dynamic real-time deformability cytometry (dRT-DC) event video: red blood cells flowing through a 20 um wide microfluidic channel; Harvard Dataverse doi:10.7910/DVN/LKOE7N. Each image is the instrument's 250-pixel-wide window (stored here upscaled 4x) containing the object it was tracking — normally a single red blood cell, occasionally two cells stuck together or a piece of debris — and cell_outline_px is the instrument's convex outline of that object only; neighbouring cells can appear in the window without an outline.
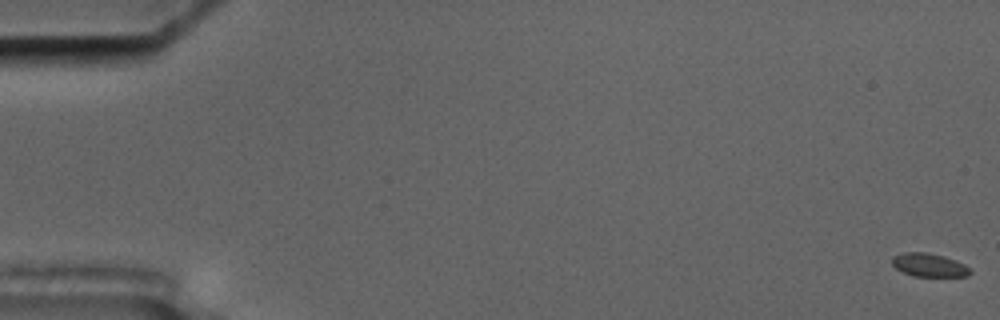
{"species": "common noctule bat (a hibernating species)", "species_latin": "Nyctalus noctula", "temperature_condition": "cold", "stored_images_in_passage": 6, "segment_of_instrument_passage": [1, 2], "camera_frame_rate_fps": 3000, "um_per_image_px": 0.085, "animal": {"sex": "male", "body_mass_g": 17.5, "forearm_length_mm": 52.3}, "frame": {"image": 1, "passage_image": 1, "time_ms": 0.0, "image_size_px": [1000, 320], "cell_outline_px": [[972, 272], [968, 276], [912, 276], [896, 268], [892, 264], [892, 256], [904, 252], [924, 252], [944, 256], [956, 260], [964, 264]], "centroid_in_image_um": [78.96, 22.52], "position_along_channel_um": 6.0, "area_um2": 10.58}}
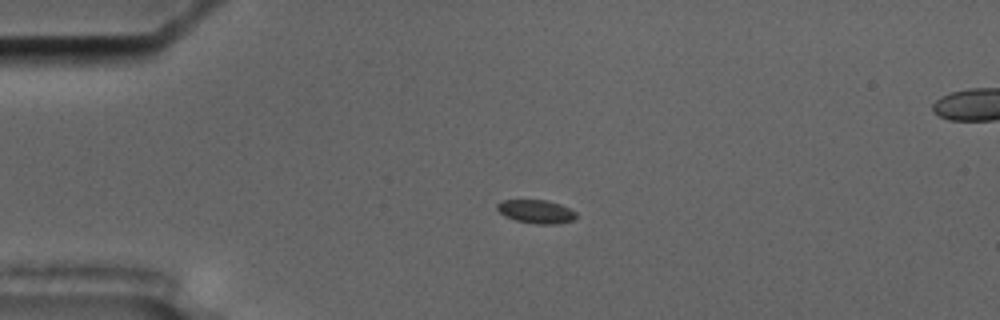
{"frame": {"image": 2, "passage_image": 4, "time_ms": 4.667, "image_size_px": [1000, 320], "cell_outline_px": [[576, 220], [556, 224], [536, 224], [516, 220], [504, 216], [496, 208], [496, 204], [504, 200], [548, 200], [560, 204], [576, 212]], "centroid_in_image_um": [45.59, 17.98], "position_along_channel_um": 39.4, "area_um2": 10.87}}